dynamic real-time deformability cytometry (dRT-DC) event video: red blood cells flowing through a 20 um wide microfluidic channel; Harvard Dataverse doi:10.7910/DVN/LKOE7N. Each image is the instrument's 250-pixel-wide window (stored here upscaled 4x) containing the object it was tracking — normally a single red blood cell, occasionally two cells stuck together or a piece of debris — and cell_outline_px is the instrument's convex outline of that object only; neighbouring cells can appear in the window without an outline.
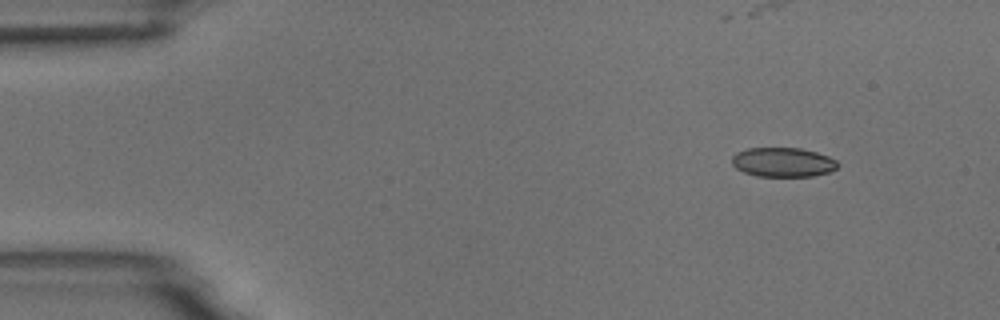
{"species": "common noctule bat (a hibernating species)", "species_latin": "Nyctalus noctula", "temperature_condition": "room temperature", "stored_images_in_passage": 4, "camera_frame_rate_fps": 3000, "um_per_image_px": 0.085, "animal": {"sex": "male", "body_mass_g": 18.8}, "frame": {"image": 1, "passage_image": 1, "time_ms": 0.0, "image_size_px": [1000, 320], "cell_outline_px": [[840, 164], [836, 168], [828, 172], [812, 176], [756, 176], [744, 172], [736, 168], [732, 164], [732, 156], [736, 152], [748, 148], [800, 148], [816, 152], [828, 156], [836, 160]], "centroid_in_image_um": [66.54, 13.78], "position_along_channel_um": 18.5, "area_um2": 18.09}}
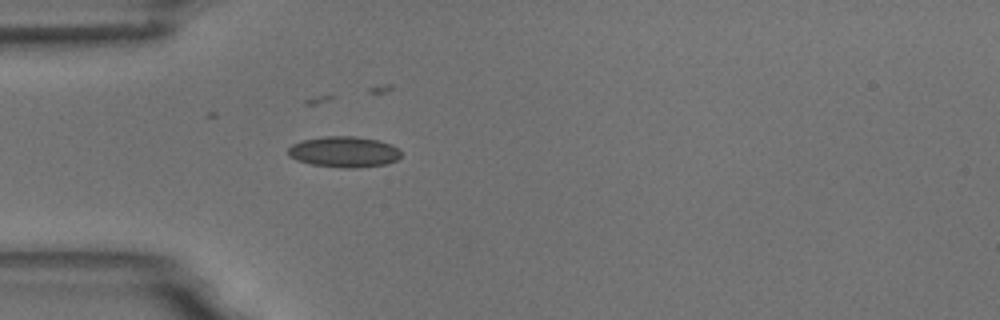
{"frame": {"image": 2, "passage_image": 4, "time_ms": 3.333, "image_size_px": [1000, 320], "cell_outline_px": [[400, 156], [396, 160], [384, 164], [356, 168], [344, 168], [312, 164], [296, 160], [288, 156], [288, 148], [292, 144], [300, 140], [324, 136], [356, 136], [380, 140], [392, 144], [400, 152]], "centroid_in_image_um": [29.21, 12.89], "position_along_channel_um": 55.8, "area_um2": 20.4}}